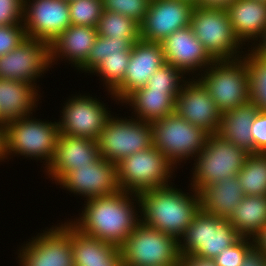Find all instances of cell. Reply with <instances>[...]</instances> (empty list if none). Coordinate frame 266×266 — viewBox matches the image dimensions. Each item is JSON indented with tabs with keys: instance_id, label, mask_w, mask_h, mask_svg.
<instances>
[{
	"instance_id": "obj_38",
	"label": "cell",
	"mask_w": 266,
	"mask_h": 266,
	"mask_svg": "<svg viewBox=\"0 0 266 266\" xmlns=\"http://www.w3.org/2000/svg\"><path fill=\"white\" fill-rule=\"evenodd\" d=\"M151 0H102L103 11H112L132 18L139 25L144 20Z\"/></svg>"
},
{
	"instance_id": "obj_45",
	"label": "cell",
	"mask_w": 266,
	"mask_h": 266,
	"mask_svg": "<svg viewBox=\"0 0 266 266\" xmlns=\"http://www.w3.org/2000/svg\"><path fill=\"white\" fill-rule=\"evenodd\" d=\"M235 1L236 0H197L195 6L226 9L231 3Z\"/></svg>"
},
{
	"instance_id": "obj_25",
	"label": "cell",
	"mask_w": 266,
	"mask_h": 266,
	"mask_svg": "<svg viewBox=\"0 0 266 266\" xmlns=\"http://www.w3.org/2000/svg\"><path fill=\"white\" fill-rule=\"evenodd\" d=\"M74 266H123L116 245L83 234L71 224Z\"/></svg>"
},
{
	"instance_id": "obj_39",
	"label": "cell",
	"mask_w": 266,
	"mask_h": 266,
	"mask_svg": "<svg viewBox=\"0 0 266 266\" xmlns=\"http://www.w3.org/2000/svg\"><path fill=\"white\" fill-rule=\"evenodd\" d=\"M254 248L253 238L241 237L236 243L222 250L213 259L217 266H241L245 257Z\"/></svg>"
},
{
	"instance_id": "obj_15",
	"label": "cell",
	"mask_w": 266,
	"mask_h": 266,
	"mask_svg": "<svg viewBox=\"0 0 266 266\" xmlns=\"http://www.w3.org/2000/svg\"><path fill=\"white\" fill-rule=\"evenodd\" d=\"M70 25L69 1L24 0L23 26L27 38L50 43Z\"/></svg>"
},
{
	"instance_id": "obj_23",
	"label": "cell",
	"mask_w": 266,
	"mask_h": 266,
	"mask_svg": "<svg viewBox=\"0 0 266 266\" xmlns=\"http://www.w3.org/2000/svg\"><path fill=\"white\" fill-rule=\"evenodd\" d=\"M41 95V90L34 84L0 79L2 124L31 115L33 112L35 114L38 106L42 103L43 95Z\"/></svg>"
},
{
	"instance_id": "obj_11",
	"label": "cell",
	"mask_w": 266,
	"mask_h": 266,
	"mask_svg": "<svg viewBox=\"0 0 266 266\" xmlns=\"http://www.w3.org/2000/svg\"><path fill=\"white\" fill-rule=\"evenodd\" d=\"M36 233L17 248L15 259L19 266H74L68 220Z\"/></svg>"
},
{
	"instance_id": "obj_7",
	"label": "cell",
	"mask_w": 266,
	"mask_h": 266,
	"mask_svg": "<svg viewBox=\"0 0 266 266\" xmlns=\"http://www.w3.org/2000/svg\"><path fill=\"white\" fill-rule=\"evenodd\" d=\"M175 171L176 168L167 158L152 146L117 164L118 186L120 190L133 194L170 186L172 179L175 180Z\"/></svg>"
},
{
	"instance_id": "obj_50",
	"label": "cell",
	"mask_w": 266,
	"mask_h": 266,
	"mask_svg": "<svg viewBox=\"0 0 266 266\" xmlns=\"http://www.w3.org/2000/svg\"><path fill=\"white\" fill-rule=\"evenodd\" d=\"M0 124H2V112H1V109H0Z\"/></svg>"
},
{
	"instance_id": "obj_2",
	"label": "cell",
	"mask_w": 266,
	"mask_h": 266,
	"mask_svg": "<svg viewBox=\"0 0 266 266\" xmlns=\"http://www.w3.org/2000/svg\"><path fill=\"white\" fill-rule=\"evenodd\" d=\"M189 192L176 188L175 183L138 194L140 222L172 236L183 238L194 216L201 209L200 196L193 188Z\"/></svg>"
},
{
	"instance_id": "obj_29",
	"label": "cell",
	"mask_w": 266,
	"mask_h": 266,
	"mask_svg": "<svg viewBox=\"0 0 266 266\" xmlns=\"http://www.w3.org/2000/svg\"><path fill=\"white\" fill-rule=\"evenodd\" d=\"M210 239L211 215L200 209L179 241V253L197 254L207 258V251H210Z\"/></svg>"
},
{
	"instance_id": "obj_47",
	"label": "cell",
	"mask_w": 266,
	"mask_h": 266,
	"mask_svg": "<svg viewBox=\"0 0 266 266\" xmlns=\"http://www.w3.org/2000/svg\"><path fill=\"white\" fill-rule=\"evenodd\" d=\"M254 247L266 255V226L255 236Z\"/></svg>"
},
{
	"instance_id": "obj_10",
	"label": "cell",
	"mask_w": 266,
	"mask_h": 266,
	"mask_svg": "<svg viewBox=\"0 0 266 266\" xmlns=\"http://www.w3.org/2000/svg\"><path fill=\"white\" fill-rule=\"evenodd\" d=\"M119 251L123 266L179 265V242L141 222L119 247Z\"/></svg>"
},
{
	"instance_id": "obj_35",
	"label": "cell",
	"mask_w": 266,
	"mask_h": 266,
	"mask_svg": "<svg viewBox=\"0 0 266 266\" xmlns=\"http://www.w3.org/2000/svg\"><path fill=\"white\" fill-rule=\"evenodd\" d=\"M241 237L228 218L211 215L210 251H207V258H215L222 250L236 243Z\"/></svg>"
},
{
	"instance_id": "obj_43",
	"label": "cell",
	"mask_w": 266,
	"mask_h": 266,
	"mask_svg": "<svg viewBox=\"0 0 266 266\" xmlns=\"http://www.w3.org/2000/svg\"><path fill=\"white\" fill-rule=\"evenodd\" d=\"M179 266H217L214 259L197 254H180Z\"/></svg>"
},
{
	"instance_id": "obj_44",
	"label": "cell",
	"mask_w": 266,
	"mask_h": 266,
	"mask_svg": "<svg viewBox=\"0 0 266 266\" xmlns=\"http://www.w3.org/2000/svg\"><path fill=\"white\" fill-rule=\"evenodd\" d=\"M241 266H266V255L254 248L245 257Z\"/></svg>"
},
{
	"instance_id": "obj_28",
	"label": "cell",
	"mask_w": 266,
	"mask_h": 266,
	"mask_svg": "<svg viewBox=\"0 0 266 266\" xmlns=\"http://www.w3.org/2000/svg\"><path fill=\"white\" fill-rule=\"evenodd\" d=\"M228 221L242 237L255 238L266 226V196H243Z\"/></svg>"
},
{
	"instance_id": "obj_32",
	"label": "cell",
	"mask_w": 266,
	"mask_h": 266,
	"mask_svg": "<svg viewBox=\"0 0 266 266\" xmlns=\"http://www.w3.org/2000/svg\"><path fill=\"white\" fill-rule=\"evenodd\" d=\"M131 51H122L121 55L107 56L103 59L89 75H96L99 77L101 84L107 91L111 101L118 104V101L112 96V91L123 81L126 69L128 67Z\"/></svg>"
},
{
	"instance_id": "obj_42",
	"label": "cell",
	"mask_w": 266,
	"mask_h": 266,
	"mask_svg": "<svg viewBox=\"0 0 266 266\" xmlns=\"http://www.w3.org/2000/svg\"><path fill=\"white\" fill-rule=\"evenodd\" d=\"M255 153H266V111H258L251 125Z\"/></svg>"
},
{
	"instance_id": "obj_14",
	"label": "cell",
	"mask_w": 266,
	"mask_h": 266,
	"mask_svg": "<svg viewBox=\"0 0 266 266\" xmlns=\"http://www.w3.org/2000/svg\"><path fill=\"white\" fill-rule=\"evenodd\" d=\"M56 186L66 190L67 193L74 194V197L79 196L84 201L116 194L120 191L117 165L100 156L90 166L69 171Z\"/></svg>"
},
{
	"instance_id": "obj_16",
	"label": "cell",
	"mask_w": 266,
	"mask_h": 266,
	"mask_svg": "<svg viewBox=\"0 0 266 266\" xmlns=\"http://www.w3.org/2000/svg\"><path fill=\"white\" fill-rule=\"evenodd\" d=\"M161 43L165 62L178 68L188 78H197L215 61L194 35L191 26L178 29Z\"/></svg>"
},
{
	"instance_id": "obj_8",
	"label": "cell",
	"mask_w": 266,
	"mask_h": 266,
	"mask_svg": "<svg viewBox=\"0 0 266 266\" xmlns=\"http://www.w3.org/2000/svg\"><path fill=\"white\" fill-rule=\"evenodd\" d=\"M190 26L214 60L245 55L247 48L235 36L226 9L194 6Z\"/></svg>"
},
{
	"instance_id": "obj_18",
	"label": "cell",
	"mask_w": 266,
	"mask_h": 266,
	"mask_svg": "<svg viewBox=\"0 0 266 266\" xmlns=\"http://www.w3.org/2000/svg\"><path fill=\"white\" fill-rule=\"evenodd\" d=\"M175 113L210 135L219 131L222 113L197 78H189L183 84L175 99Z\"/></svg>"
},
{
	"instance_id": "obj_9",
	"label": "cell",
	"mask_w": 266,
	"mask_h": 266,
	"mask_svg": "<svg viewBox=\"0 0 266 266\" xmlns=\"http://www.w3.org/2000/svg\"><path fill=\"white\" fill-rule=\"evenodd\" d=\"M126 116L112 113L97 139L99 155L116 165L124 158L152 147L151 122Z\"/></svg>"
},
{
	"instance_id": "obj_1",
	"label": "cell",
	"mask_w": 266,
	"mask_h": 266,
	"mask_svg": "<svg viewBox=\"0 0 266 266\" xmlns=\"http://www.w3.org/2000/svg\"><path fill=\"white\" fill-rule=\"evenodd\" d=\"M82 208L78 216L68 217V221L83 234L118 248L140 223L138 194L120 190L86 200Z\"/></svg>"
},
{
	"instance_id": "obj_41",
	"label": "cell",
	"mask_w": 266,
	"mask_h": 266,
	"mask_svg": "<svg viewBox=\"0 0 266 266\" xmlns=\"http://www.w3.org/2000/svg\"><path fill=\"white\" fill-rule=\"evenodd\" d=\"M24 0H0V26L23 24Z\"/></svg>"
},
{
	"instance_id": "obj_30",
	"label": "cell",
	"mask_w": 266,
	"mask_h": 266,
	"mask_svg": "<svg viewBox=\"0 0 266 266\" xmlns=\"http://www.w3.org/2000/svg\"><path fill=\"white\" fill-rule=\"evenodd\" d=\"M245 196H266V153L249 154L237 174Z\"/></svg>"
},
{
	"instance_id": "obj_37",
	"label": "cell",
	"mask_w": 266,
	"mask_h": 266,
	"mask_svg": "<svg viewBox=\"0 0 266 266\" xmlns=\"http://www.w3.org/2000/svg\"><path fill=\"white\" fill-rule=\"evenodd\" d=\"M187 76L178 68L165 63L149 79L146 86L158 91H181Z\"/></svg>"
},
{
	"instance_id": "obj_17",
	"label": "cell",
	"mask_w": 266,
	"mask_h": 266,
	"mask_svg": "<svg viewBox=\"0 0 266 266\" xmlns=\"http://www.w3.org/2000/svg\"><path fill=\"white\" fill-rule=\"evenodd\" d=\"M194 5L182 0H151L140 26V39L161 42L178 29L190 26Z\"/></svg>"
},
{
	"instance_id": "obj_24",
	"label": "cell",
	"mask_w": 266,
	"mask_h": 266,
	"mask_svg": "<svg viewBox=\"0 0 266 266\" xmlns=\"http://www.w3.org/2000/svg\"><path fill=\"white\" fill-rule=\"evenodd\" d=\"M180 91L151 90L147 86L130 93L121 103L131 111L132 118L152 122L175 112V99Z\"/></svg>"
},
{
	"instance_id": "obj_36",
	"label": "cell",
	"mask_w": 266,
	"mask_h": 266,
	"mask_svg": "<svg viewBox=\"0 0 266 266\" xmlns=\"http://www.w3.org/2000/svg\"><path fill=\"white\" fill-rule=\"evenodd\" d=\"M71 25L97 27L103 13L102 0L69 1Z\"/></svg>"
},
{
	"instance_id": "obj_26",
	"label": "cell",
	"mask_w": 266,
	"mask_h": 266,
	"mask_svg": "<svg viewBox=\"0 0 266 266\" xmlns=\"http://www.w3.org/2000/svg\"><path fill=\"white\" fill-rule=\"evenodd\" d=\"M199 196L203 212L215 217L229 218L244 195L238 176H232L204 187Z\"/></svg>"
},
{
	"instance_id": "obj_3",
	"label": "cell",
	"mask_w": 266,
	"mask_h": 266,
	"mask_svg": "<svg viewBox=\"0 0 266 266\" xmlns=\"http://www.w3.org/2000/svg\"><path fill=\"white\" fill-rule=\"evenodd\" d=\"M54 119L56 121H54ZM53 122L31 114L6 123V154L8 162L15 156L40 161L45 171L54 155L60 130ZM29 158V159H28ZM43 160V161H42Z\"/></svg>"
},
{
	"instance_id": "obj_48",
	"label": "cell",
	"mask_w": 266,
	"mask_h": 266,
	"mask_svg": "<svg viewBox=\"0 0 266 266\" xmlns=\"http://www.w3.org/2000/svg\"><path fill=\"white\" fill-rule=\"evenodd\" d=\"M251 49L266 58V29L262 36L256 41V43L251 47Z\"/></svg>"
},
{
	"instance_id": "obj_5",
	"label": "cell",
	"mask_w": 266,
	"mask_h": 266,
	"mask_svg": "<svg viewBox=\"0 0 266 266\" xmlns=\"http://www.w3.org/2000/svg\"><path fill=\"white\" fill-rule=\"evenodd\" d=\"M151 124L152 146L158 149L176 170L178 167L180 169L182 164L188 160L195 159L205 147L210 135L201 127L194 126L175 112L152 121Z\"/></svg>"
},
{
	"instance_id": "obj_46",
	"label": "cell",
	"mask_w": 266,
	"mask_h": 266,
	"mask_svg": "<svg viewBox=\"0 0 266 266\" xmlns=\"http://www.w3.org/2000/svg\"><path fill=\"white\" fill-rule=\"evenodd\" d=\"M8 161L6 154V124H0V164Z\"/></svg>"
},
{
	"instance_id": "obj_19",
	"label": "cell",
	"mask_w": 266,
	"mask_h": 266,
	"mask_svg": "<svg viewBox=\"0 0 266 266\" xmlns=\"http://www.w3.org/2000/svg\"><path fill=\"white\" fill-rule=\"evenodd\" d=\"M161 42L139 39L132 45L123 81L111 92L120 104L134 90L146 86L148 79L165 64Z\"/></svg>"
},
{
	"instance_id": "obj_49",
	"label": "cell",
	"mask_w": 266,
	"mask_h": 266,
	"mask_svg": "<svg viewBox=\"0 0 266 266\" xmlns=\"http://www.w3.org/2000/svg\"><path fill=\"white\" fill-rule=\"evenodd\" d=\"M182 1L189 2V3L193 4L194 6L197 2V0H182Z\"/></svg>"
},
{
	"instance_id": "obj_31",
	"label": "cell",
	"mask_w": 266,
	"mask_h": 266,
	"mask_svg": "<svg viewBox=\"0 0 266 266\" xmlns=\"http://www.w3.org/2000/svg\"><path fill=\"white\" fill-rule=\"evenodd\" d=\"M99 36L111 37L116 40L140 39V26L132 18L112 11H103L96 27Z\"/></svg>"
},
{
	"instance_id": "obj_22",
	"label": "cell",
	"mask_w": 266,
	"mask_h": 266,
	"mask_svg": "<svg viewBox=\"0 0 266 266\" xmlns=\"http://www.w3.org/2000/svg\"><path fill=\"white\" fill-rule=\"evenodd\" d=\"M226 10L235 36L251 48L266 29V2L236 0Z\"/></svg>"
},
{
	"instance_id": "obj_6",
	"label": "cell",
	"mask_w": 266,
	"mask_h": 266,
	"mask_svg": "<svg viewBox=\"0 0 266 266\" xmlns=\"http://www.w3.org/2000/svg\"><path fill=\"white\" fill-rule=\"evenodd\" d=\"M249 154L220 135L208 136L205 147L193 160L189 186L200 192L204 187L237 176Z\"/></svg>"
},
{
	"instance_id": "obj_13",
	"label": "cell",
	"mask_w": 266,
	"mask_h": 266,
	"mask_svg": "<svg viewBox=\"0 0 266 266\" xmlns=\"http://www.w3.org/2000/svg\"><path fill=\"white\" fill-rule=\"evenodd\" d=\"M49 69L52 71L50 43L40 39L26 37L12 51L0 56V79L34 84L39 90L38 79Z\"/></svg>"
},
{
	"instance_id": "obj_20",
	"label": "cell",
	"mask_w": 266,
	"mask_h": 266,
	"mask_svg": "<svg viewBox=\"0 0 266 266\" xmlns=\"http://www.w3.org/2000/svg\"><path fill=\"white\" fill-rule=\"evenodd\" d=\"M100 157L97 140L59 134L55 155L44 172L51 184H57L69 171L90 166ZM48 176V177H47Z\"/></svg>"
},
{
	"instance_id": "obj_21",
	"label": "cell",
	"mask_w": 266,
	"mask_h": 266,
	"mask_svg": "<svg viewBox=\"0 0 266 266\" xmlns=\"http://www.w3.org/2000/svg\"><path fill=\"white\" fill-rule=\"evenodd\" d=\"M98 36L95 27L70 25L50 42V60L52 68L61 61L78 70L88 58ZM60 61V62H59Z\"/></svg>"
},
{
	"instance_id": "obj_34",
	"label": "cell",
	"mask_w": 266,
	"mask_h": 266,
	"mask_svg": "<svg viewBox=\"0 0 266 266\" xmlns=\"http://www.w3.org/2000/svg\"><path fill=\"white\" fill-rule=\"evenodd\" d=\"M134 43L131 40H116L111 37L97 36L85 63L77 70L89 73L107 56L121 55L122 51H131Z\"/></svg>"
},
{
	"instance_id": "obj_40",
	"label": "cell",
	"mask_w": 266,
	"mask_h": 266,
	"mask_svg": "<svg viewBox=\"0 0 266 266\" xmlns=\"http://www.w3.org/2000/svg\"><path fill=\"white\" fill-rule=\"evenodd\" d=\"M25 39L23 24L0 26V56L12 51Z\"/></svg>"
},
{
	"instance_id": "obj_33",
	"label": "cell",
	"mask_w": 266,
	"mask_h": 266,
	"mask_svg": "<svg viewBox=\"0 0 266 266\" xmlns=\"http://www.w3.org/2000/svg\"><path fill=\"white\" fill-rule=\"evenodd\" d=\"M246 61L249 70L250 101L260 111H266V58L247 48Z\"/></svg>"
},
{
	"instance_id": "obj_4",
	"label": "cell",
	"mask_w": 266,
	"mask_h": 266,
	"mask_svg": "<svg viewBox=\"0 0 266 266\" xmlns=\"http://www.w3.org/2000/svg\"><path fill=\"white\" fill-rule=\"evenodd\" d=\"M197 79L222 114L250 101L246 53L237 59L215 60Z\"/></svg>"
},
{
	"instance_id": "obj_12",
	"label": "cell",
	"mask_w": 266,
	"mask_h": 266,
	"mask_svg": "<svg viewBox=\"0 0 266 266\" xmlns=\"http://www.w3.org/2000/svg\"><path fill=\"white\" fill-rule=\"evenodd\" d=\"M70 94L61 103L57 124L60 133L97 140L112 115L111 106L88 92L82 95L80 91ZM107 106V107H106ZM109 109V110H108Z\"/></svg>"
},
{
	"instance_id": "obj_27",
	"label": "cell",
	"mask_w": 266,
	"mask_h": 266,
	"mask_svg": "<svg viewBox=\"0 0 266 266\" xmlns=\"http://www.w3.org/2000/svg\"><path fill=\"white\" fill-rule=\"evenodd\" d=\"M259 108L251 101L224 112L217 132L226 141L234 143L248 154H254L251 125Z\"/></svg>"
}]
</instances>
